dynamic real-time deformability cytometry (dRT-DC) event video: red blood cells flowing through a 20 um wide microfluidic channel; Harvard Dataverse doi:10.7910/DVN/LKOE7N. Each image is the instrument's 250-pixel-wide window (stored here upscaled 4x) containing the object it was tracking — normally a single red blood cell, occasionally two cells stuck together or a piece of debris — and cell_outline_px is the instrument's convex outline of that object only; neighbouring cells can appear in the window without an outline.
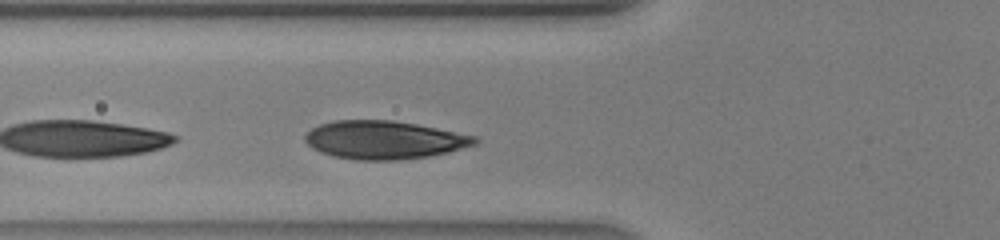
{"species": "human", "species_latin": "Homo sapiens", "temperature_condition": "warm", "stored_images_in_passage": 26, "camera_frame_rate_fps": 3000, "um_per_image_px": 0.085, "donor": {"sex": "male"}, "frame": {"image": 1, "passage_image": 7, "time_ms": 2.0, "image_size_px": [1000, 240], "cell_outline_px": [[480, 140], [476, 144], [448, 152], [428, 156], [400, 160], [356, 160], [332, 156], [320, 152], [312, 148], [304, 140], [304, 136], [312, 128], [320, 124], [332, 120], [392, 120], [416, 124], [476, 136]], "centroid_in_image_um": [32.63, 11.89], "position_along_channel_um": 93.2, "area_um2": 37.86}}
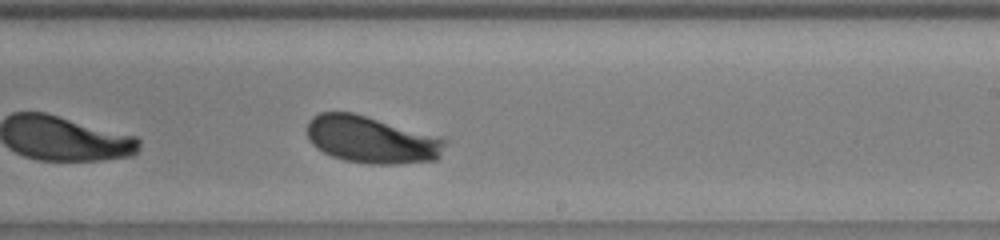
{"frame": {"image": 2, "passage_image": 17, "time_ms": 5.333, "image_size_px": [1000, 240], "cell_outline_px": [[448, 140], [440, 156], [436, 160], [400, 164], [372, 164], [344, 160], [332, 156], [316, 148], [308, 140], [308, 120], [312, 116], [320, 112], [352, 112], [440, 136]], "centroid_in_image_um": [31.59, 11.87], "position_along_channel_um": 257.4, "area_um2": 38.09}}
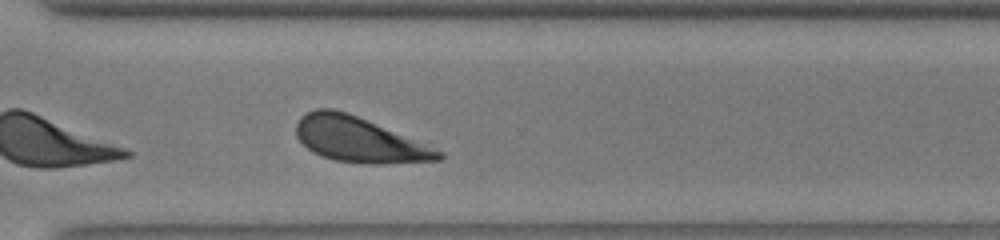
{"frame": {"image": 3, "passage_image": 22, "time_ms": 7.0, "image_size_px": [1000, 240], "cell_outline_px": [[444, 156], [440, 160], [380, 164], [368, 164], [336, 160], [312, 152], [296, 136], [296, 124], [300, 116], [316, 108], [332, 108], [348, 112], [444, 152]], "centroid_in_image_um": [30.49, 11.86], "position_along_channel_um": 340.1, "area_um2": 36.99}}